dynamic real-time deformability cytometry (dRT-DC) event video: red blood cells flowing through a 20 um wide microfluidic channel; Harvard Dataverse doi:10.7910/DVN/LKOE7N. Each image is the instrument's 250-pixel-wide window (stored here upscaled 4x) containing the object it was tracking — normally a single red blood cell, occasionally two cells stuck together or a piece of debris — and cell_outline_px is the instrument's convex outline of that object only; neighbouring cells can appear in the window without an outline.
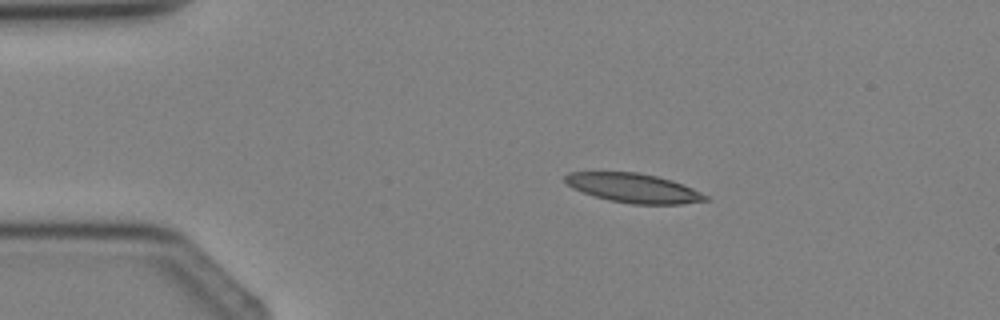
{"species": "Egyptian fruit bat (a non-hibernating species)", "species_latin": "Rousettus aegyptiacus", "temperature_condition": "cold", "stored_images_in_passage": 3, "camera_frame_rate_fps": 3000, "um_per_image_px": 0.085, "animal": {"sex": "female"}, "frame": {"image": 1, "passage_image": 2, "time_ms": 1.0, "image_size_px": [1000, 320], "cell_outline_px": [[712, 200], [680, 204], [632, 204], [608, 200], [572, 188], [564, 180], [564, 176], [568, 172], [640, 172], [672, 180], [684, 184], [708, 196]], "centroid_in_image_um": [53.88, 15.98], "position_along_channel_um": 31.1, "area_um2": 23.93}}